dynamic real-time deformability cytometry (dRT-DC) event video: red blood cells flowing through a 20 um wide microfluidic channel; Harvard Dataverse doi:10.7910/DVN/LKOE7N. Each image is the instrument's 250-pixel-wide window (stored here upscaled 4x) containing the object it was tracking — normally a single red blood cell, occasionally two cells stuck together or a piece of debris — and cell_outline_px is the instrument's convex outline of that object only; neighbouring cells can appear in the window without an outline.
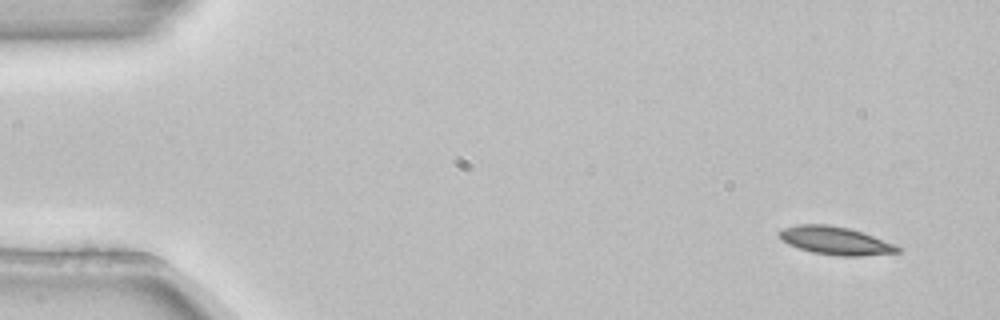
{"species": "common noctule bat (a hibernating species)", "species_latin": "Nyctalus noctula", "temperature_condition": "room temperature", "stored_images_in_passage": 4, "camera_frame_rate_fps": 3000, "um_per_image_px": 0.085, "animal": {"sex": "female", "body_mass_g": 22.7, "forearm_length_mm": 54.2}, "frame": {"image": 1, "passage_image": 1, "time_ms": 0.0, "image_size_px": [1000, 320], "cell_outline_px": [[904, 248], [900, 252], [860, 256], [840, 256], [812, 252], [788, 244], [776, 232], [784, 228], [796, 224], [828, 224], [848, 228], [872, 236]], "centroid_in_image_um": [71.01, 20.45], "position_along_channel_um": 14.0, "area_um2": 19.13}}
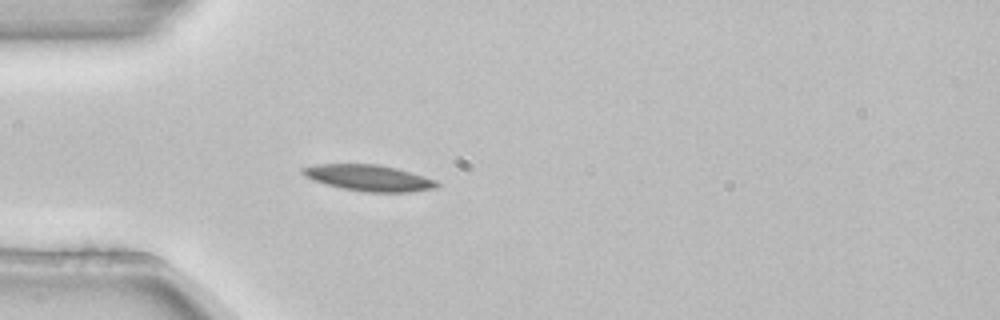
{"frame": {"image": 2, "passage_image": 4, "time_ms": 1.0, "image_size_px": [1000, 320], "cell_outline_px": [[440, 184], [436, 188], [408, 192], [364, 192], [340, 188], [312, 180], [304, 176], [300, 172], [300, 168], [316, 164], [376, 164], [396, 168], [436, 180]], "centroid_in_image_um": [31.3, 15.12], "position_along_channel_um": 53.7, "area_um2": 20.52}}